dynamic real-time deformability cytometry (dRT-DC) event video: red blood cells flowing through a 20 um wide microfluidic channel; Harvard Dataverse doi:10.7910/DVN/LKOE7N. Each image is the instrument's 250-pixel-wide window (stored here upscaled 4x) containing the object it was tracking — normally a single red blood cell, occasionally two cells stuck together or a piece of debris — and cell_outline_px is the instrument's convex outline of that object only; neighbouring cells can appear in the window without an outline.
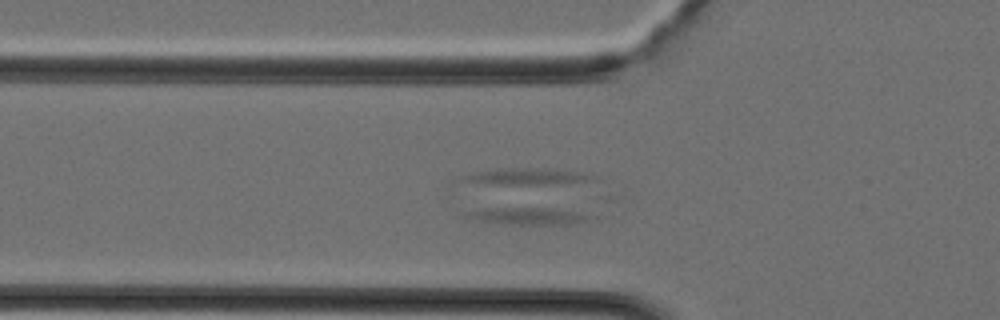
{"species": "Egyptian fruit bat (a non-hibernating species)", "species_latin": "Rousettus aegyptiacus", "temperature_condition": "cold", "stored_images_in_passage": 40, "camera_frame_rate_fps": 3000, "um_per_image_px": 0.085, "animal": {"sex": "female"}, "frame": {"image": 1, "passage_image": 9, "time_ms": 2.667, "image_size_px": [1000, 320], "cell_outline_px": [[596, 216], [588, 220], [576, 224], [500, 224], [480, 220], [464, 216], [464, 212], [496, 208], [552, 208], [576, 212]], "centroid_in_image_um": [44.95, 18.37], "position_along_channel_um": 80.9, "area_um2": 12.08}}
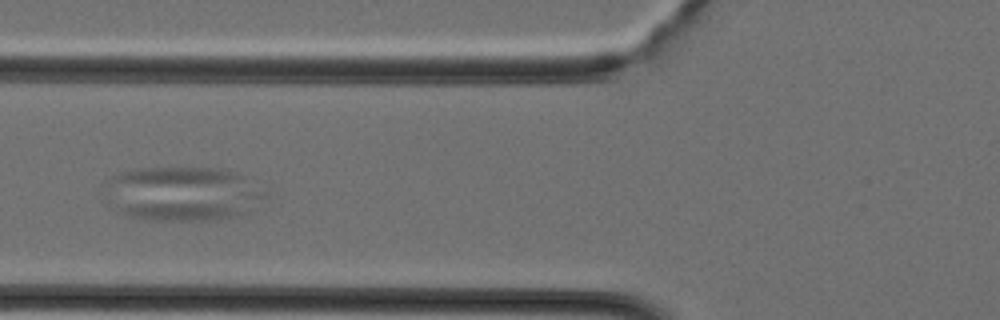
{"frame": {"image": 2, "passage_image": 11, "time_ms": 3.333, "image_size_px": [1000, 320], "cell_outline_px": [[240, 216], [216, 220], [164, 220], [128, 216], [112, 208], [108, 204], [108, 200], [216, 204], [240, 208]], "centroid_in_image_um": [14.84, 17.89], "position_along_channel_um": 111.0, "area_um2": 14.28}}